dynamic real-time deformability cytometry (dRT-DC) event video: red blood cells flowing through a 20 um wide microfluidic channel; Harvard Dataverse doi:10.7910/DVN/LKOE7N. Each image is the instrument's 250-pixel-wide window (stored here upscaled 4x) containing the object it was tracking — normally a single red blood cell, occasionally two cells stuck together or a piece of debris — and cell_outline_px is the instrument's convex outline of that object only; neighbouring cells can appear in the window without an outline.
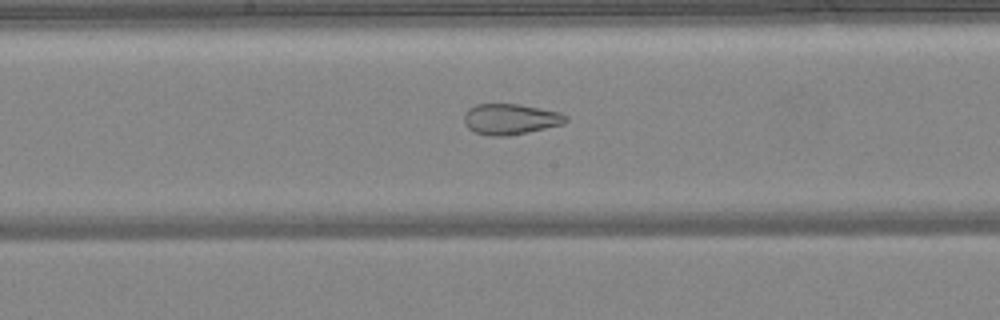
{"species": "common noctule bat (a hibernating species)", "species_latin": "Nyctalus noctula", "temperature_condition": "warm", "stored_images_in_passage": 49, "camera_frame_rate_fps": 3000, "um_per_image_px": 0.085, "animal": {"sex": "female", "body_mass_g": 24.6, "forearm_length_mm": 56.2}, "frame": {"image": 1, "passage_image": 26, "time_ms": 8.333, "image_size_px": [1000, 320], "cell_outline_px": [[568, 120], [564, 124], [528, 132], [504, 136], [488, 136], [476, 132], [468, 128], [464, 124], [464, 112], [468, 108], [476, 104], [520, 104], [560, 112], [568, 116]], "centroid_in_image_um": [43.38, 10.12], "position_along_channel_um": 204.8, "area_um2": 18.38}}
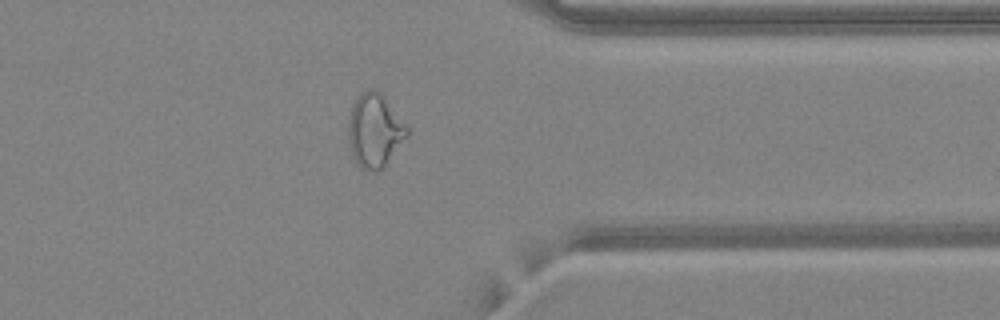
{"frame": {"image": 2, "passage_image": 39, "time_ms": 12.667, "image_size_px": [1000, 320], "cell_outline_px": [[408, 136], [384, 168], [376, 172], [368, 172], [360, 168], [356, 164], [352, 156], [348, 140], [348, 120], [352, 104], [360, 92], [368, 88], [376, 88], [384, 96], [408, 128]], "centroid_in_image_um": [31.82, 11.12], "position_along_channel_um": 379.6, "area_um2": 25.72}}
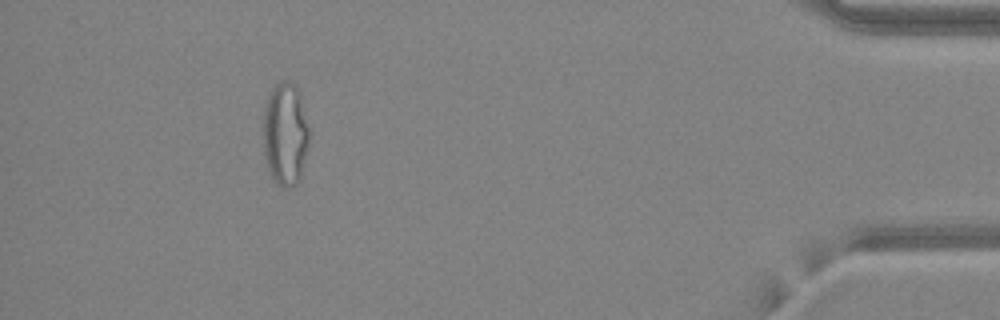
{"frame": {"image": 3, "passage_image": 45, "time_ms": 14.667, "image_size_px": [1000, 320], "cell_outline_px": [[308, 148], [300, 180], [292, 188], [284, 188], [276, 184], [272, 180], [264, 156], [264, 108], [268, 96], [272, 88], [280, 80], [288, 80], [300, 92], [308, 128]], "centroid_in_image_um": [24.25, 11.43], "position_along_channel_um": 411.0, "area_um2": 27.8}, "authors_computed_cell_mechanics": {"area_um2": 25.8366, "velocity_mm_per_s": 4.2335, "shape_relaxation_time_tau1_ms": null, "shape_relaxation_time_tau2_ms": 1.2647, "deformation_change_tau1": null, "deformation_change_tau2": 0.0917}}